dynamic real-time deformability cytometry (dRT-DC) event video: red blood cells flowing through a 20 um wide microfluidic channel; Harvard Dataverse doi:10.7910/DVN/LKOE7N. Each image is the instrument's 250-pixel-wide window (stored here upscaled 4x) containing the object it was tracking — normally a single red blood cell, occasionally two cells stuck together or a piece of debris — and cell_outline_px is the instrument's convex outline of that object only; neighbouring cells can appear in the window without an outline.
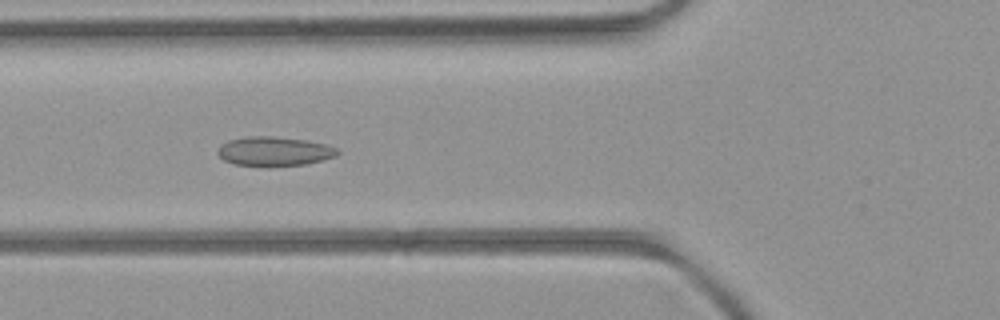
{"species": "common noctule bat (a hibernating species)", "species_latin": "Nyctalus noctula", "temperature_condition": "room temperature", "stored_images_in_passage": 52, "camera_frame_rate_fps": 3000, "um_per_image_px": 0.085, "animal": {"sex": "female", "body_mass_g": 21.9}, "frame": {"image": 1, "passage_image": 20, "time_ms": 6.333, "image_size_px": [1000, 320], "cell_outline_px": [[340, 152], [336, 156], [304, 164], [268, 168], [264, 168], [232, 164], [224, 160], [216, 152], [220, 144], [228, 140], [244, 136], [272, 136], [308, 140], [328, 144], [336, 148]], "centroid_in_image_um": [23.27, 12.88], "position_along_channel_um": 102.5, "area_um2": 21.1}}
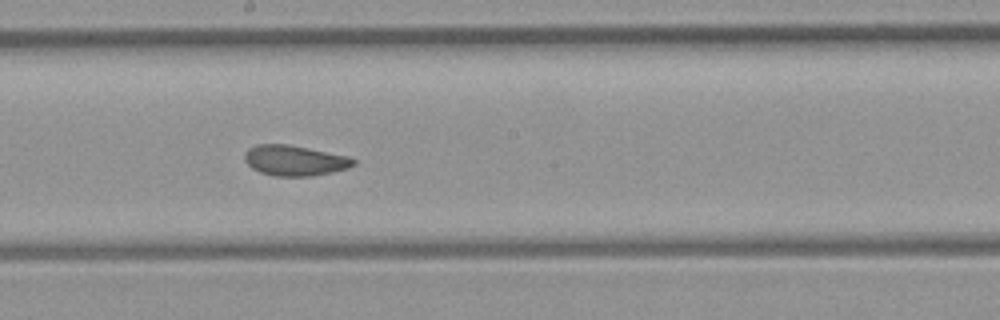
{"frame": {"image": 2, "passage_image": 29, "time_ms": 9.333, "image_size_px": [1000, 320], "cell_outline_px": [[356, 164], [348, 168], [332, 172], [312, 176], [272, 176], [260, 172], [252, 168], [244, 160], [244, 152], [248, 148], [256, 144], [288, 144], [348, 156], [356, 160]], "centroid_in_image_um": [25.03, 13.64], "position_along_channel_um": 223.2, "area_um2": 19.42}}
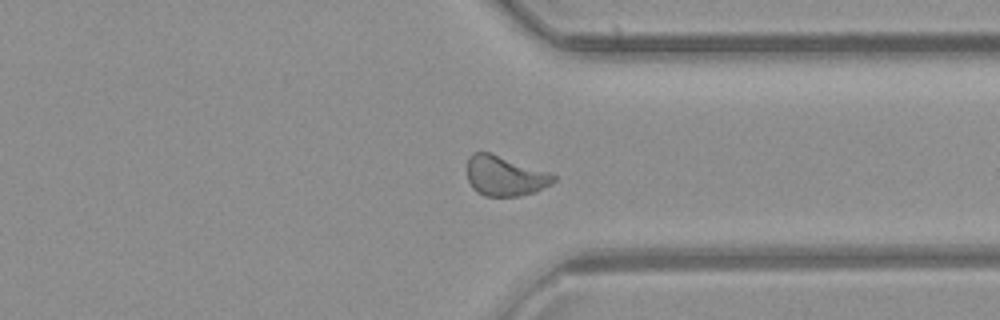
{"frame": {"image": 3, "passage_image": 40, "time_ms": 13.0, "image_size_px": [1000, 320], "cell_outline_px": [[556, 180], [552, 184], [536, 192], [520, 196], [484, 196], [476, 192], [472, 188], [468, 180], [468, 156], [472, 152], [488, 152], [548, 172], [556, 176]], "centroid_in_image_um": [42.91, 14.97], "position_along_channel_um": 368.5, "area_um2": 20.11}, "authors_computed_cell_mechanics": {"area_um2": 20.2878, "velocity_mm_per_s": 4.0084, "shape_relaxation_time_tau1_ms": null, "shape_relaxation_time_tau2_ms": 1.4419, "deformation_change_tau1": null, "deformation_change_tau2": 0.0617}}